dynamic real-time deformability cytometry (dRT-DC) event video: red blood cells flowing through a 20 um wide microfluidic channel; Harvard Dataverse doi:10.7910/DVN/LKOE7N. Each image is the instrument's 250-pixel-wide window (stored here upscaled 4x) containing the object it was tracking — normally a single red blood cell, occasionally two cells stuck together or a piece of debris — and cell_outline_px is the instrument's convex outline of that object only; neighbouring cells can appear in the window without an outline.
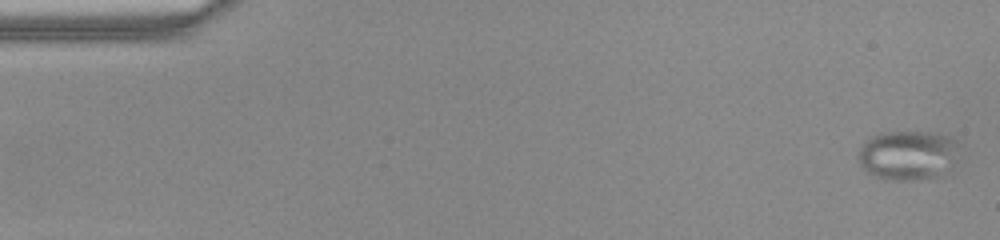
{"species": "common noctule bat (a hibernating species)", "species_latin": "Nyctalus noctula", "temperature_condition": "warm", "stored_images_in_passage": 51, "camera_frame_rate_fps": 3000, "um_per_image_px": 0.085, "animal": {"sex": "female", "body_mass_g": 22.0, "forearm_length_mm": 56.7}, "frame": {"image": 1, "passage_image": 2, "time_ms": 0.333, "image_size_px": [1000, 240], "cell_outline_px": [[956, 160], [952, 164], [936, 176], [916, 180], [884, 180], [868, 172], [860, 164], [856, 156], [860, 148], [868, 136], [880, 132], [936, 132], [952, 136], [956, 140]], "centroid_in_image_um": [77.11, 13.16], "position_along_channel_um": 7.9, "area_um2": 29.25}}
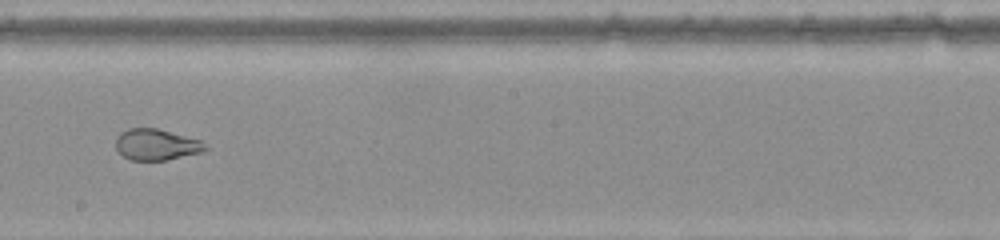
{"frame": {"image": 2, "passage_image": 29, "time_ms": 9.333, "image_size_px": [1000, 240], "cell_outline_px": [[208, 148], [200, 152], [168, 160], [132, 160], [124, 156], [116, 148], [116, 136], [120, 132], [128, 128], [156, 128], [200, 140]], "centroid_in_image_um": [13.26, 12.28], "position_along_channel_um": 234.9, "area_um2": 16.07}}
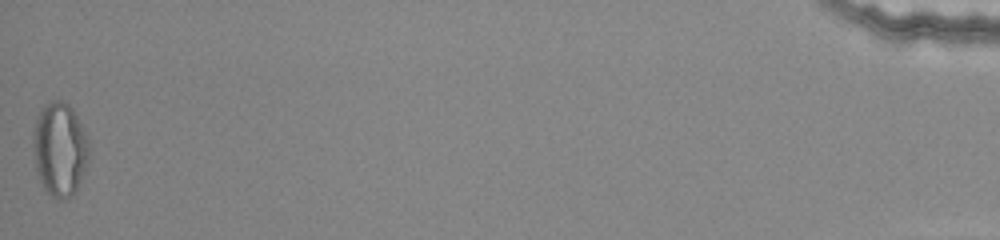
{"frame": {"image": 3, "passage_image": 51, "time_ms": 16.667, "image_size_px": [1000, 240], "cell_outline_px": [[92, 148], [88, 160], [80, 180], [72, 196], [68, 200], [60, 200], [52, 196], [44, 188], [36, 172], [32, 144], [36, 116], [44, 104], [52, 100], [60, 100], [68, 104], [72, 108]], "centroid_in_image_um": [5.07, 12.68], "position_along_channel_um": 430.1, "area_um2": 30.69}}